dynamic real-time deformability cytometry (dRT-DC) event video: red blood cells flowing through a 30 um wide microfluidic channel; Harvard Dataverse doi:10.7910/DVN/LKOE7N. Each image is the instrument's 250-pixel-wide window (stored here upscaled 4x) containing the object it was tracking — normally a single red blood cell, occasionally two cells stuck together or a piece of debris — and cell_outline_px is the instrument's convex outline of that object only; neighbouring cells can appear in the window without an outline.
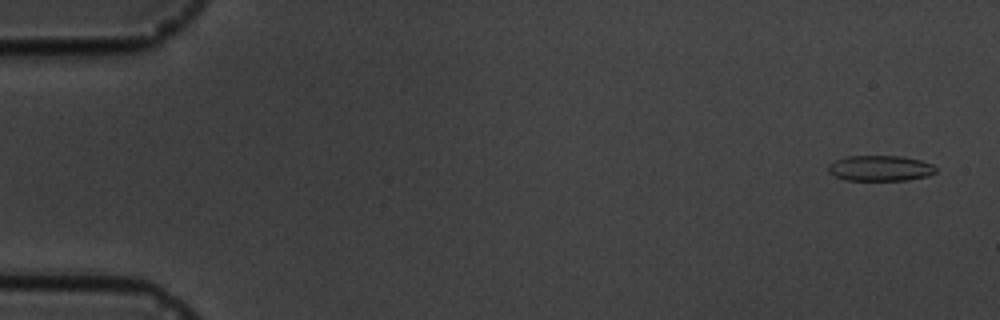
{"species": "common noctule bat (a hibernating species)", "species_latin": "Nyctalus noctula", "temperature_condition": "cold", "stored_images_in_passage": 4, "camera_frame_rate_fps": 3000, "um_per_image_px": 0.085, "animal": {"sex": "male", "body_mass_g": 19.5, "forearm_length_mm": 54.6}, "frame": {"image": 1, "passage_image": 1, "time_ms": 0.0, "image_size_px": [1000, 320], "cell_outline_px": [[936, 172], [928, 176], [908, 180], [844, 180], [828, 172], [828, 164], [836, 160], [848, 156], [904, 156], [920, 160], [932, 164], [936, 168]], "centroid_in_image_um": [74.82, 14.3], "position_along_channel_um": 10.2, "area_um2": 16.07}}
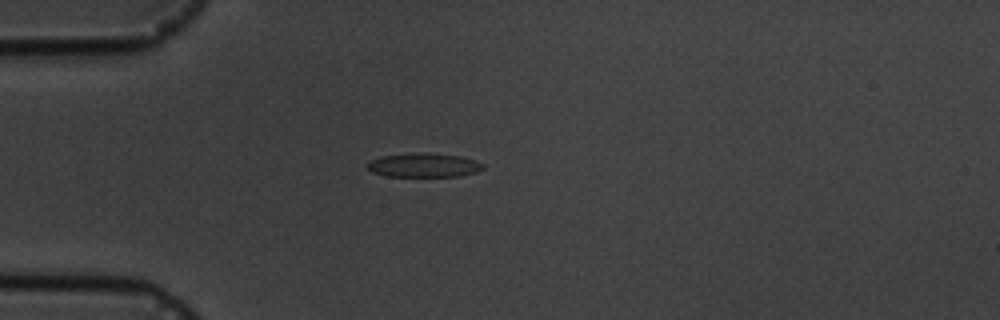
{"frame": {"image": 2, "passage_image": 4, "time_ms": 4.333, "image_size_px": [1000, 320], "cell_outline_px": [[484, 168], [476, 172], [460, 176], [384, 176], [372, 172], [368, 168], [368, 164], [372, 160], [380, 156], [460, 156], [476, 160], [484, 164]], "centroid_in_image_um": [36.07, 14.11], "position_along_channel_um": 48.9, "area_um2": 14.97}}